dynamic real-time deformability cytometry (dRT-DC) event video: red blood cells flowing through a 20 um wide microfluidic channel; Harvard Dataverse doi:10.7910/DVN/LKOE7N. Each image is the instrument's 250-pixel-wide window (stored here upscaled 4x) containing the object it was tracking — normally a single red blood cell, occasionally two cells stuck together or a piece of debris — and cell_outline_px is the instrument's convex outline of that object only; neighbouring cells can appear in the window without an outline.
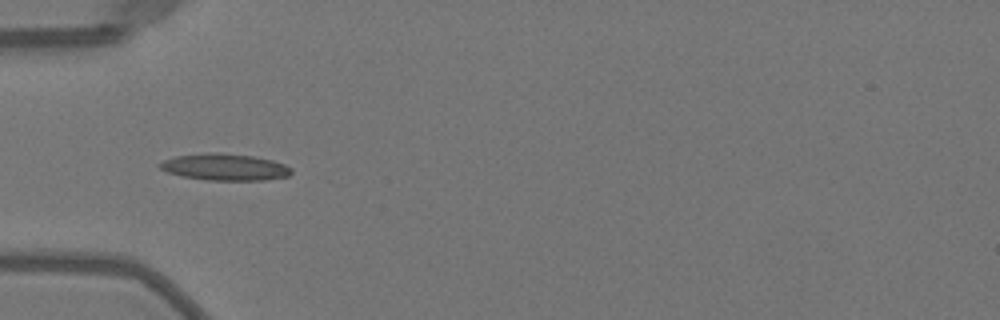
{"species": "Egyptian fruit bat (a non-hibernating species)", "species_latin": "Rousettus aegyptiacus", "temperature_condition": "warm", "stored_images_in_passage": 5, "camera_frame_rate_fps": 3000, "um_per_image_px": 0.085, "animal": {"sex": "female"}, "frame": {"image": 1, "passage_image": 1, "time_ms": 0.0, "image_size_px": [1000, 320], "cell_outline_px": [[292, 172], [288, 176], [264, 180], [204, 180], [184, 176], [168, 172], [160, 168], [156, 164], [164, 160], [176, 156], [216, 152], [252, 156], [272, 160], [284, 164], [292, 168]], "centroid_in_image_um": [19.12, 14.2], "position_along_channel_um": 65.9, "area_um2": 20.29}}
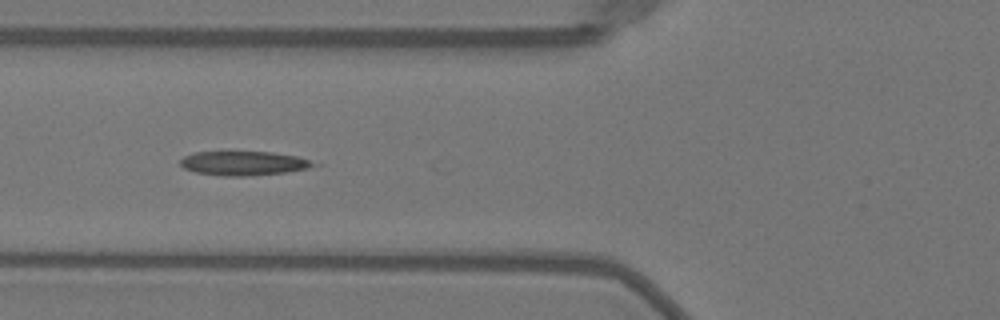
{"frame": {"image": 2, "passage_image": 4, "time_ms": 1.0, "image_size_px": [1000, 320], "cell_outline_px": [[324, 164], [308, 168], [284, 172], [244, 176], [224, 176], [196, 172], [184, 168], [180, 164], [180, 160], [184, 156], [196, 152], [272, 152], [296, 156]], "centroid_in_image_um": [20.75, 13.87], "position_along_channel_um": 105.1, "area_um2": 18.67}}